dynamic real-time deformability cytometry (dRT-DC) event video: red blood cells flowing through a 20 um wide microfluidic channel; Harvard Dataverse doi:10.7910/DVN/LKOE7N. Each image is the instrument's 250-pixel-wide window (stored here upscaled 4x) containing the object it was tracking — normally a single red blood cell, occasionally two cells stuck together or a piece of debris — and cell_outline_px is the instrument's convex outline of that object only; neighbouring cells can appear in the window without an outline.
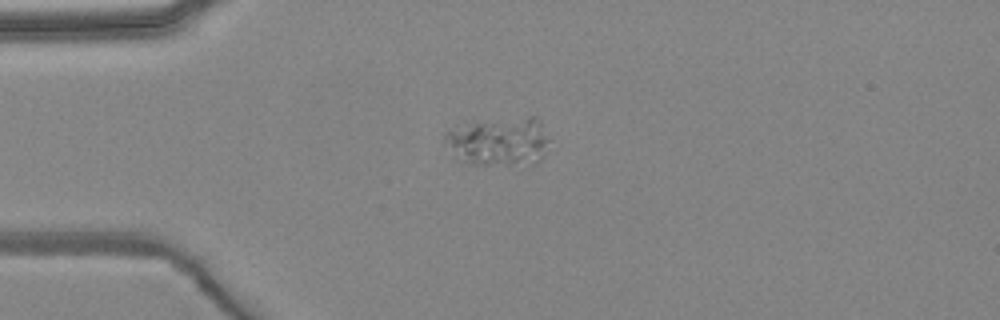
{"species": "common noctule bat (a hibernating species)", "species_latin": "Nyctalus noctula", "temperature_condition": "warm", "stored_images_in_passage": 2, "camera_frame_rate_fps": 3000, "um_per_image_px": 0.085, "animal": {"sex": "female", "body_mass_g": 24.6, "forearm_length_mm": 56.2}, "frame": {"image": 1, "passage_image": 2, "time_ms": 2.0, "image_size_px": [1000, 320], "cell_outline_px": [[552, 140], [544, 156], [536, 164], [524, 168], [464, 164], [456, 160], [444, 140], [444, 132], [464, 120], [528, 116], [536, 116], [540, 120]], "centroid_in_image_um": [42.42, 12.04], "position_along_channel_um": 42.6, "area_um2": 32.37}}